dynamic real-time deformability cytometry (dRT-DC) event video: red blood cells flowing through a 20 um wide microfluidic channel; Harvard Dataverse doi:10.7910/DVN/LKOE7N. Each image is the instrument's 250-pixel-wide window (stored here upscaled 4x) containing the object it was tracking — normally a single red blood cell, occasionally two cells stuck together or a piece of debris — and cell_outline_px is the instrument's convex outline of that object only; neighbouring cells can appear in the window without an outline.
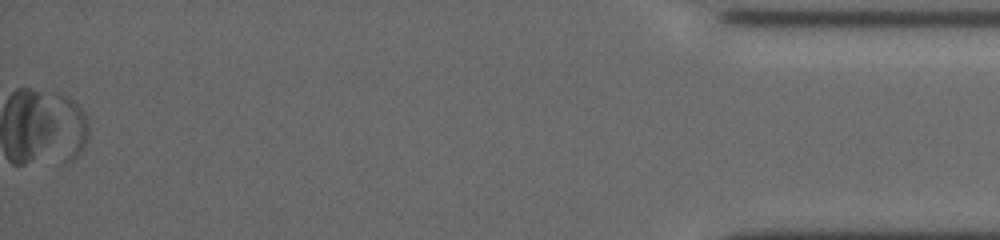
{"species": "common noctule bat (a hibernating species)", "species_latin": "Nyctalus noctula", "temperature_condition": "cold", "stored_images_in_passage": 43, "segment_of_instrument_passage": [2, 2], "camera_frame_rate_fps": 3000, "um_per_image_px": 0.085, "animal": {"sex": "female", "body_mass_g": 19.5, "forearm_length_mm": 54.1}, "frame": {"image": 1, "passage_image": 43, "time_ms": 14.0, "image_size_px": [1000, 240], "cell_outline_px": [[88, 136], [80, 152], [68, 164], [60, 164], [60, 96], [68, 96], [80, 108], [88, 124]], "centroid_in_image_um": [6.07, 11.05], "position_along_channel_um": 429.1, "area_um2": 10.4}}